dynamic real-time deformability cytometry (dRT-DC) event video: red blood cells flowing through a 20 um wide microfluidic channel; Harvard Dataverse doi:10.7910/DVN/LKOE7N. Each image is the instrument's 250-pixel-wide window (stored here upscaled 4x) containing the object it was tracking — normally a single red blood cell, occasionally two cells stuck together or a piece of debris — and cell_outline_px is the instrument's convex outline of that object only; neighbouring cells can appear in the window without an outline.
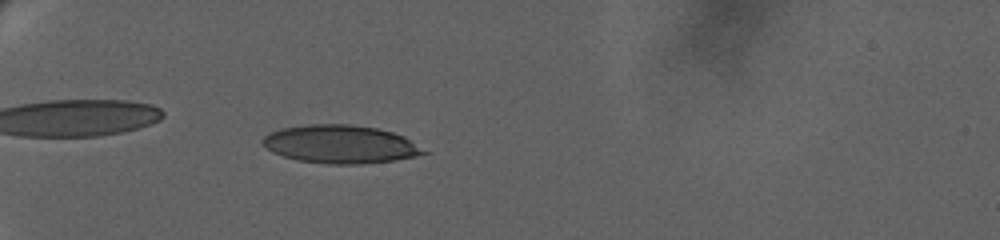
{"species": "human", "species_latin": "Homo sapiens", "temperature_condition": "warm", "stored_images_in_passage": 49, "camera_frame_rate_fps": 3000, "um_per_image_px": 0.085, "donor": {"sex": "female"}, "frame": {"image": 1, "passage_image": 6, "time_ms": 2.0, "image_size_px": [1000, 240], "cell_outline_px": [[428, 152], [416, 156], [396, 160], [360, 164], [328, 164], [296, 160], [272, 152], [260, 144], [260, 140], [268, 132], [280, 128], [308, 124], [348, 124], [376, 128], [392, 132], [404, 136]], "centroid_in_image_um": [28.87, 12.26], "position_along_channel_um": 56.1, "area_um2": 36.01}}
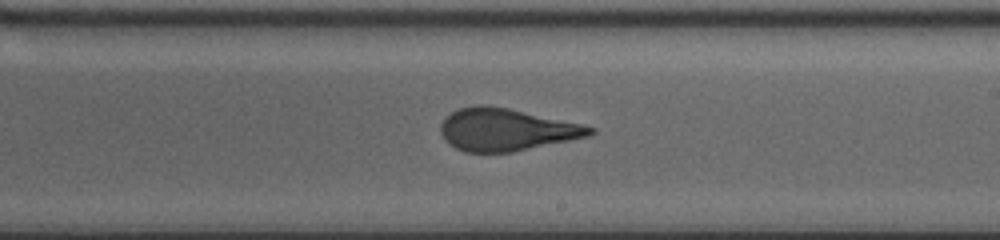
{"frame": {"image": 2, "passage_image": 27, "time_ms": 9.0, "image_size_px": [1000, 240], "cell_outline_px": [[596, 132], [588, 136], [512, 152], [464, 152], [448, 144], [444, 140], [440, 132], [440, 124], [452, 112], [460, 108], [476, 104], [488, 104], [508, 108], [584, 124], [596, 128]], "centroid_in_image_um": [43.02, 11.01], "position_along_channel_um": 246.0, "area_um2": 36.88}}
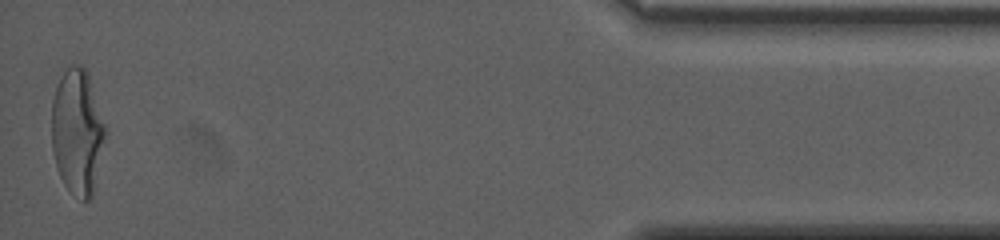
{"frame": {"image": 3, "passage_image": 49, "time_ms": 16.667, "image_size_px": [1000, 240], "cell_outline_px": [[108, 132], [92, 196], [88, 200], [84, 200], [68, 188], [64, 184], [60, 176], [56, 164], [52, 148], [52, 100], [56, 88], [64, 72], [72, 64], [80, 64], [88, 72]], "centroid_in_image_um": [6.6, 11.18], "position_along_channel_um": 428.6, "area_um2": 39.25}, "authors_computed_cell_mechanics": {"area_um2": 36.9342, "velocity_mm_per_s": 3.188, "shape_relaxation_time_tau1_ms": 7.8903, "shape_relaxation_time_tau2_ms": 0.9607, "deformation_change_tau1": 0.2486, "deformation_change_tau2": 0.079}}